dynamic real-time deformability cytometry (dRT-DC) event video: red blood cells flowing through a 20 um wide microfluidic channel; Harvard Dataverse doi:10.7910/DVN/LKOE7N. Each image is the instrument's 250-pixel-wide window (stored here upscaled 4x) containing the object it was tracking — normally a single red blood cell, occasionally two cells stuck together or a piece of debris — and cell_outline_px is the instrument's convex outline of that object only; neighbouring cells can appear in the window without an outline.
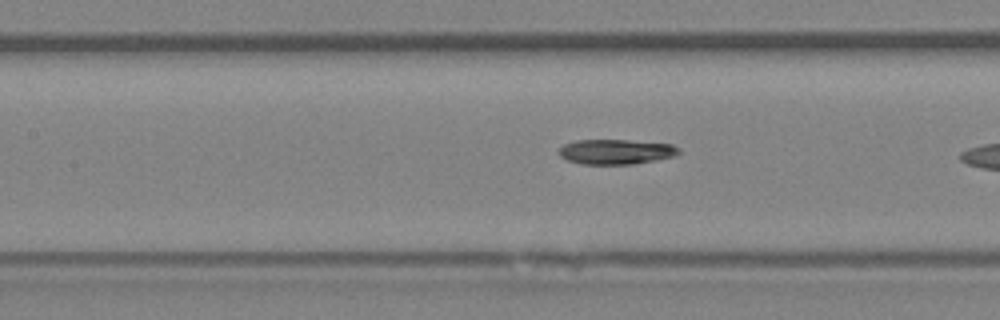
{"species": "Egyptian fruit bat (a non-hibernating species)", "species_latin": "Rousettus aegyptiacus", "temperature_condition": "room temperature", "stored_images_in_passage": 13, "camera_frame_rate_fps": 3000, "um_per_image_px": 0.085, "animal": {"sex": "female"}, "frame": {"image": 1, "passage_image": 10, "time_ms": 3.0, "image_size_px": [1000, 320], "cell_outline_px": [[680, 152], [676, 156], [656, 160], [632, 164], [584, 164], [568, 160], [560, 156], [560, 148], [564, 144], [576, 140], [628, 140], [672, 144], [680, 148]], "centroid_in_image_um": [52.4, 12.89], "position_along_channel_um": 155.0, "area_um2": 17.4}}